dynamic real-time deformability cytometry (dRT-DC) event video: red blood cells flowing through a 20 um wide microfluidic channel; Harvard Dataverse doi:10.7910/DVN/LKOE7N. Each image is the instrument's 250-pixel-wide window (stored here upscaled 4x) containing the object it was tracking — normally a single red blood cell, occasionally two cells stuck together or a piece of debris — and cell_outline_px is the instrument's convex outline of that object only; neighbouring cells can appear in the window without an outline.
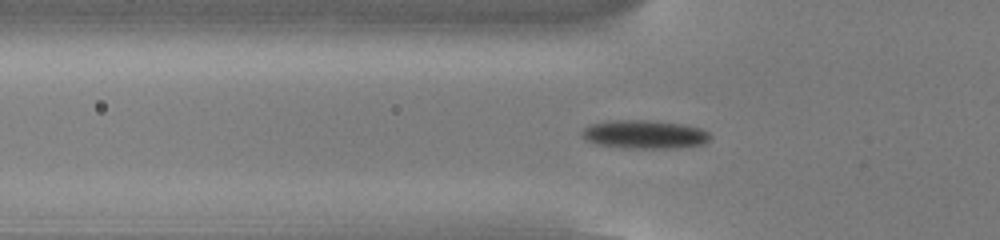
{"species": "common noctule bat (a hibernating species)", "species_latin": "Nyctalus noctula", "temperature_condition": "cold", "stored_images_in_passage": 49, "camera_frame_rate_fps": 3000, "um_per_image_px": 0.085, "animal": {"sex": "male", "body_mass_g": 13.0, "forearm_length_mm": 53.1}, "frame": {"image": 1, "passage_image": 13, "time_ms": 4.0, "image_size_px": [1000, 240], "cell_outline_px": [[712, 136], [704, 144], [680, 148], [624, 148], [596, 144], [588, 140], [580, 132], [588, 124], [608, 120], [648, 120], [684, 124], [700, 128], [708, 132]], "centroid_in_image_um": [54.79, 11.42], "position_along_channel_um": 71.0, "area_um2": 21.5}}
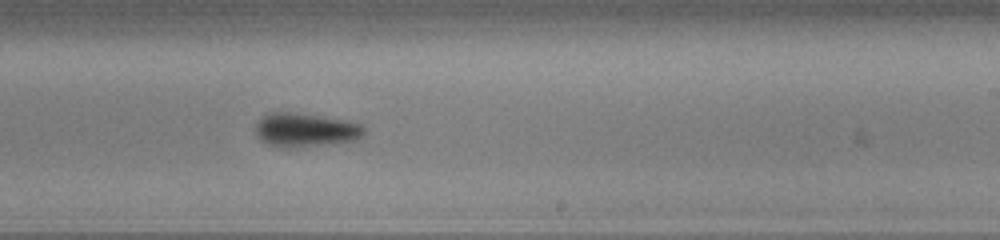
{"frame": {"image": 2, "passage_image": 28, "time_ms": 9.0, "image_size_px": [1000, 240], "cell_outline_px": [[364, 136], [356, 140], [324, 144], [288, 148], [280, 148], [268, 144], [260, 140], [256, 136], [256, 124], [268, 112], [292, 112], [320, 116], [344, 120], [364, 124]], "centroid_in_image_um": [25.95, 11.05], "position_along_channel_um": 263.0, "area_um2": 21.39}}
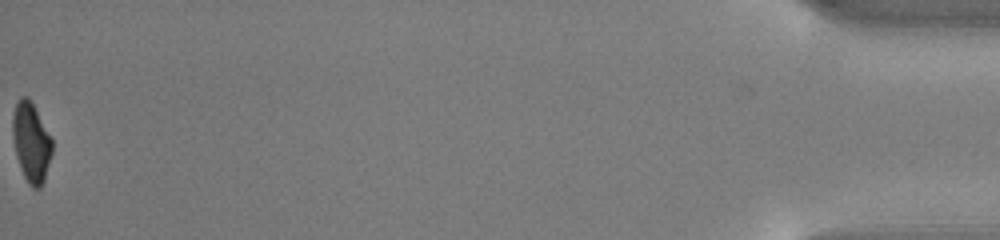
{"frame": {"image": 3, "passage_image": 49, "time_ms": 16.0, "image_size_px": [1000, 240], "cell_outline_px": [[52, 152], [44, 180], [40, 188], [32, 188], [28, 184], [20, 168], [16, 156], [12, 136], [12, 116], [16, 104], [20, 96], [28, 96], [52, 140]], "centroid_in_image_um": [2.62, 12.11], "position_along_channel_um": 432.6, "area_um2": 18.15}, "authors_computed_cell_mechanics": {"area_um2": 20.519, "velocity_mm_per_s": 3.8556, "shape_relaxation_time_tau1_ms": 3.7263, "shape_relaxation_time_tau2_ms": null, "deformation_change_tau1": 0.1191, "deformation_change_tau2": null}}